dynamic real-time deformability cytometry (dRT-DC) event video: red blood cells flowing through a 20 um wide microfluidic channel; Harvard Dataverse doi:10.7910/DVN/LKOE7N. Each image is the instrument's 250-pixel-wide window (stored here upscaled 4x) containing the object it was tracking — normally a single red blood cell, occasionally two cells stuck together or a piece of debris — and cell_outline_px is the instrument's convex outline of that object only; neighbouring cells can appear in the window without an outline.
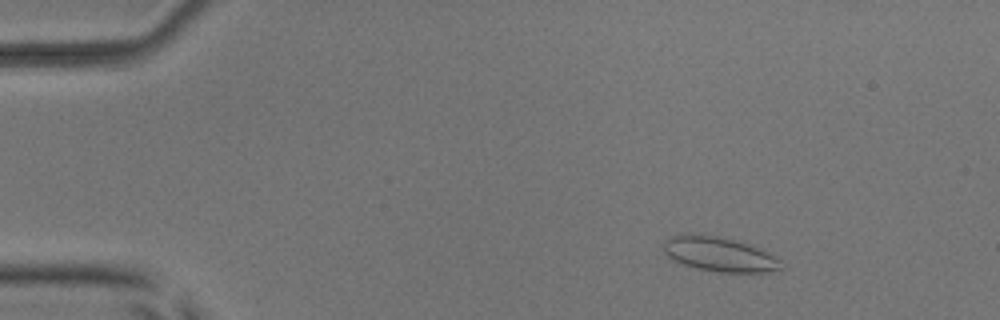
{"species": "common noctule bat (a hibernating species)", "species_latin": "Nyctalus noctula", "temperature_condition": "room temperature", "stored_images_in_passage": 52, "camera_frame_rate_fps": 3000, "um_per_image_px": 0.085, "animal": {"sex": "male", "body_mass_g": 17.9, "forearm_length_mm": 54.2}, "frame": {"image": 1, "passage_image": 7, "time_ms": 2.0, "image_size_px": [1000, 320], "cell_outline_px": [[784, 268], [772, 272], [720, 272], [696, 268], [684, 264], [668, 256], [664, 252], [664, 240], [672, 236], [716, 236], [748, 244], [768, 252]], "centroid_in_image_um": [61.17, 21.64], "position_along_channel_um": 23.8, "area_um2": 22.72}}
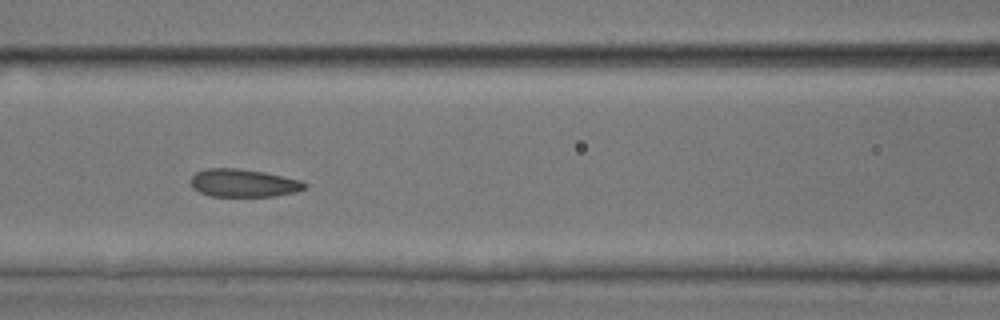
{"frame": {"image": 2, "passage_image": 23, "time_ms": 7.333, "image_size_px": [1000, 320], "cell_outline_px": [[308, 188], [296, 192], [276, 196], [212, 196], [200, 192], [192, 188], [192, 176], [196, 172], [204, 168], [236, 168], [264, 172], [300, 180], [308, 184]], "centroid_in_image_um": [20.72, 15.56], "position_along_channel_um": 145.9, "area_um2": 18.55}}
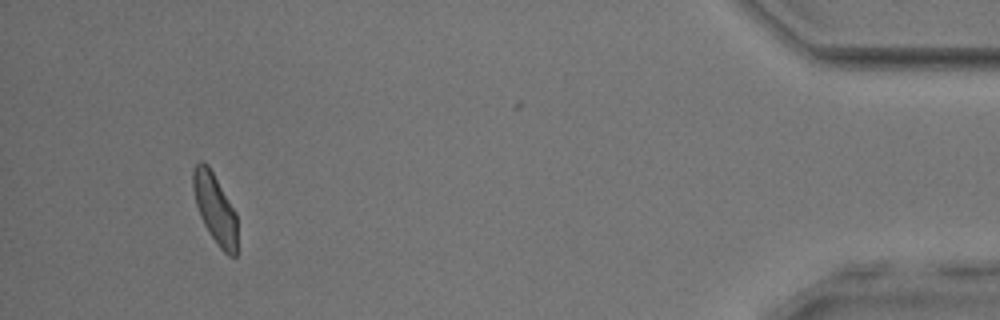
{"frame": {"image": 3, "passage_image": 49, "time_ms": 16.0, "image_size_px": [1000, 320], "cell_outline_px": [[236, 256], [228, 256], [216, 244], [204, 224], [200, 216], [196, 204], [192, 188], [192, 172], [196, 164], [200, 160], [204, 160], [208, 164], [236, 212]], "centroid_in_image_um": [18.25, 17.69], "position_along_channel_um": 416.9, "area_um2": 17.98}, "authors_computed_cell_mechanics": {"area_um2": 19.0162, "velocity_mm_per_s": 3.9069, "shape_relaxation_time_tau1_ms": 2.0527, "shape_relaxation_time_tau2_ms": 1.2705, "deformation_change_tau1": 0.0942, "deformation_change_tau2": 0.0885}}